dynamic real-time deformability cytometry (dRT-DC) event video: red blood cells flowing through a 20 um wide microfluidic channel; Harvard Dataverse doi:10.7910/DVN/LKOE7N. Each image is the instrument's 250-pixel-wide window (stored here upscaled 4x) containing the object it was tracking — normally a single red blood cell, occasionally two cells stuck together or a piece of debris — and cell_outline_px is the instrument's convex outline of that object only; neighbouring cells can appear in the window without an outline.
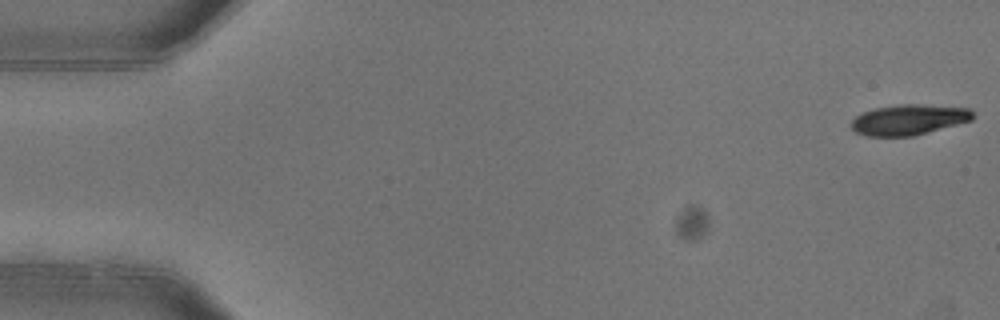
{"species": "common noctule bat (a hibernating species)", "species_latin": "Nyctalus noctula", "temperature_condition": "warm", "stored_images_in_passage": 5, "camera_frame_rate_fps": 3000, "um_per_image_px": 0.085, "animal": {"sex": "female"}, "frame": {"image": 1, "passage_image": 1, "time_ms": 0.0, "image_size_px": [1000, 320], "cell_outline_px": [[972, 120], [912, 136], [868, 136], [856, 132], [852, 128], [852, 120], [856, 116], [864, 112], [876, 108], [900, 104], [916, 104], [968, 108], [972, 112]], "centroid_in_image_um": [77.23, 10.17], "position_along_channel_um": 7.8, "area_um2": 21.15}}